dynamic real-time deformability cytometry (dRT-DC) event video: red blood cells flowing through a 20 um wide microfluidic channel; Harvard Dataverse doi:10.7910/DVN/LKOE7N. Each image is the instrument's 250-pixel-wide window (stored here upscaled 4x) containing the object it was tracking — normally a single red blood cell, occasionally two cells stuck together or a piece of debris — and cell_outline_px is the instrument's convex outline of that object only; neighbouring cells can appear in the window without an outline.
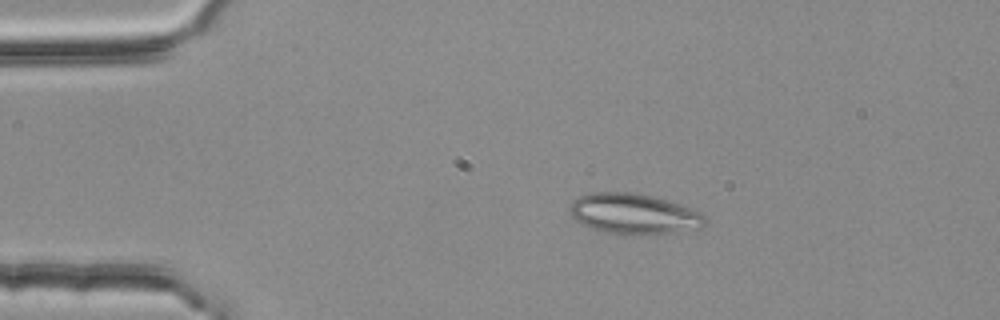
{"species": "common noctule bat (a hibernating species)", "species_latin": "Nyctalus noctula", "temperature_condition": "room temperature", "stored_images_in_passage": 3, "camera_frame_rate_fps": 3000, "um_per_image_px": 0.085, "animal": {"sex": "female", "body_mass_g": 25.1}, "frame": {"image": 1, "passage_image": 2, "time_ms": 0.333, "image_size_px": [1000, 320], "cell_outline_px": [[708, 216], [704, 228], [676, 232], [608, 232], [592, 228], [576, 220], [572, 216], [568, 208], [572, 200], [588, 192], [632, 192], [652, 196], [668, 200], [692, 208]], "centroid_in_image_um": [53.91, 18.13], "position_along_channel_um": 31.1, "area_um2": 31.44}}